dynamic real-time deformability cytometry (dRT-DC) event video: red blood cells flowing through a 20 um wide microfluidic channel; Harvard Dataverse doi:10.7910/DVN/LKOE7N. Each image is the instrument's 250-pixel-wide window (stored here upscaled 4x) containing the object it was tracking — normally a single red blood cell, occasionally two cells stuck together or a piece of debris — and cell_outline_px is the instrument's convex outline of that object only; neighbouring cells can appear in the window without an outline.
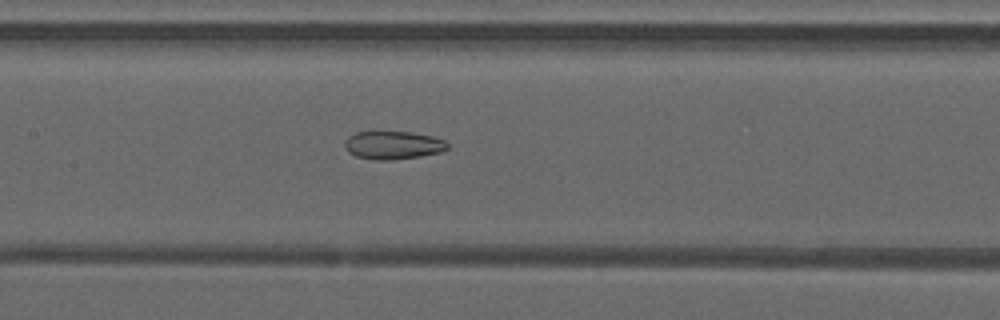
{"species": "common noctule bat (a hibernating species)", "species_latin": "Nyctalus noctula", "temperature_condition": "warm", "stored_images_in_passage": 39, "camera_frame_rate_fps": 3000, "um_per_image_px": 0.085, "animal": {"sex": "male", "forearm_length_mm": 52.5}, "frame": {"image": 1, "passage_image": 14, "time_ms": 4.333, "image_size_px": [1000, 320], "cell_outline_px": [[448, 148], [440, 152], [420, 156], [392, 160], [376, 160], [356, 156], [348, 152], [344, 148], [344, 144], [348, 136], [356, 132], [412, 132], [432, 136], [444, 140], [448, 144]], "centroid_in_image_um": [33.39, 12.34], "position_along_channel_um": 174.0, "area_um2": 16.82}}
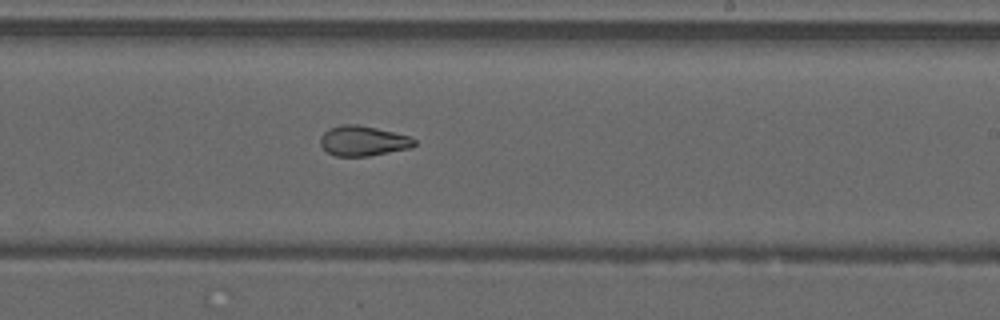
{"frame": {"image": 2, "passage_image": 20, "time_ms": 6.333, "image_size_px": [1000, 320], "cell_outline_px": [[416, 144], [412, 148], [368, 156], [336, 156], [328, 152], [320, 144], [320, 136], [328, 128], [340, 124], [356, 124], [376, 128], [408, 136], [416, 140]], "centroid_in_image_um": [30.85, 11.97], "position_along_channel_um": 258.2, "area_um2": 16.47}}
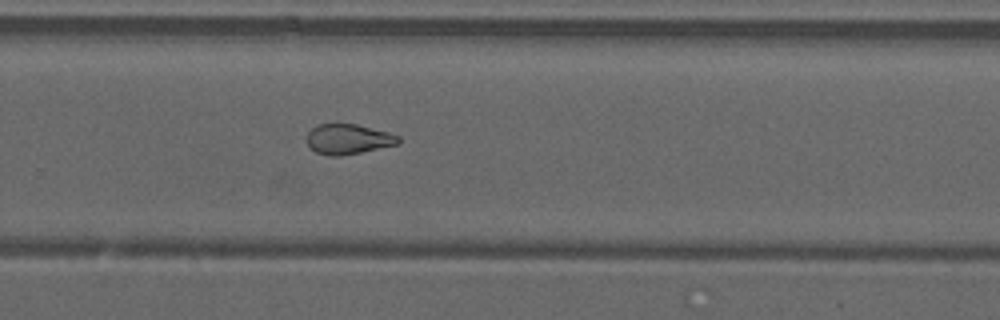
{"frame": {"image": 3, "passage_image": 23, "time_ms": 7.333, "image_size_px": [1000, 320], "cell_outline_px": [[400, 144], [340, 156], [328, 156], [316, 152], [308, 144], [308, 132], [316, 124], [356, 124], [388, 132], [400, 136]], "centroid_in_image_um": [29.62, 11.82], "position_along_channel_um": 300.2, "area_um2": 16.01}, "authors_computed_cell_mechanics": {"area_um2": 17.4556, "velocity_mm_per_s": 4.2409, "shape_relaxation_time_tau1_ms": null, "shape_relaxation_time_tau2_ms": 2.2418, "deformation_change_tau1": null, "deformation_change_tau2": 0.0951}}